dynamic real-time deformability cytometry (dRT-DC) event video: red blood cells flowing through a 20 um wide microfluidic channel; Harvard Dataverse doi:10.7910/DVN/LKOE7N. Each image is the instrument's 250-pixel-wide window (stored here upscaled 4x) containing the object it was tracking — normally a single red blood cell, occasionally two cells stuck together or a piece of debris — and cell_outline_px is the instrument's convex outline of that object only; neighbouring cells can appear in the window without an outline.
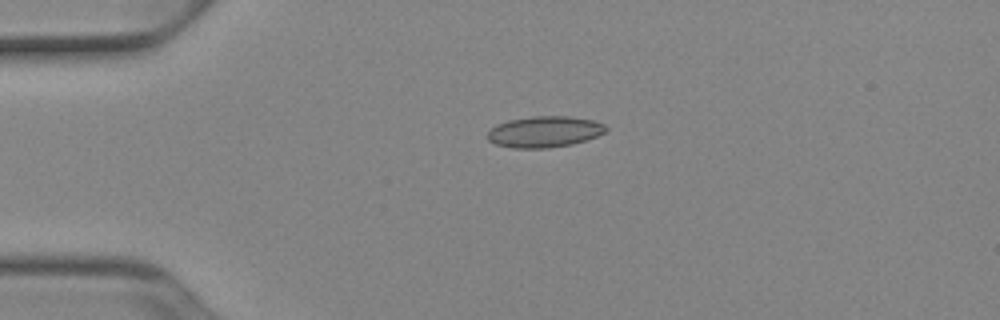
{"species": "Egyptian fruit bat (a non-hibernating species)", "species_latin": "Rousettus aegyptiacus", "temperature_condition": "cold", "stored_images_in_passage": 40, "camera_frame_rate_fps": 3000, "um_per_image_px": 0.085, "animal": {"sex": "female"}, "frame": {"image": 1, "passage_image": 1, "time_ms": 0.0, "image_size_px": [1000, 320], "cell_outline_px": [[608, 128], [604, 132], [596, 136], [572, 144], [548, 148], [512, 148], [496, 144], [488, 140], [488, 132], [496, 124], [508, 120], [532, 116], [568, 116], [592, 120], [604, 124]], "centroid_in_image_um": [46.26, 11.19], "position_along_channel_um": 38.7, "area_um2": 21.39}}
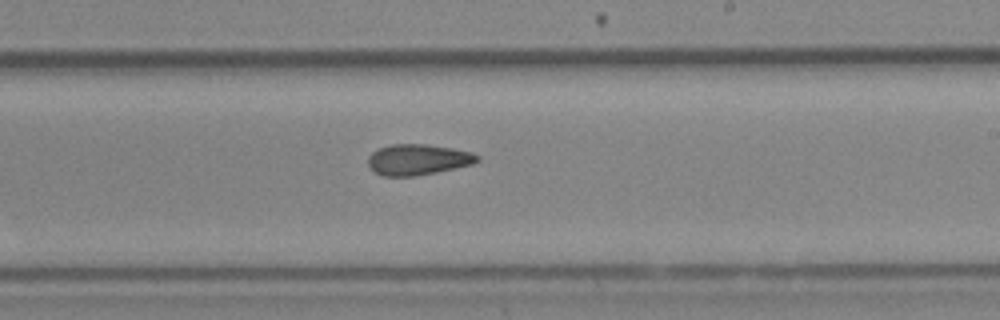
{"frame": {"image": 2, "passage_image": 20, "time_ms": 6.333, "image_size_px": [1000, 320], "cell_outline_px": [[480, 160], [472, 164], [436, 172], [416, 176], [384, 176], [372, 172], [368, 164], [368, 156], [372, 152], [380, 148], [392, 144], [424, 144], [452, 148], [472, 152], [480, 156]], "centroid_in_image_um": [35.5, 13.57], "position_along_channel_um": 253.5, "area_um2": 19.65}}
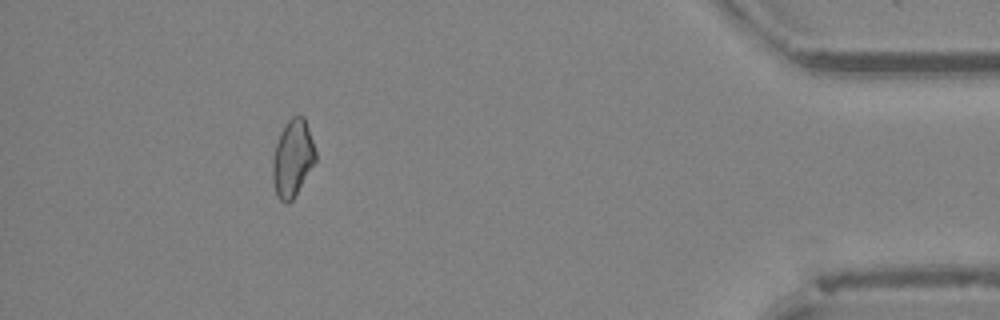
{"frame": {"image": 3, "passage_image": 36, "time_ms": 11.667, "image_size_px": [1000, 320], "cell_outline_px": [[316, 160], [292, 200], [288, 204], [284, 204], [276, 196], [272, 176], [272, 160], [276, 144], [280, 132], [284, 124], [292, 116], [300, 112], [304, 116], [316, 152]], "centroid_in_image_um": [24.85, 13.43], "position_along_channel_um": 410.3, "area_um2": 19.36}, "authors_computed_cell_mechanics": {"area_um2": 19.7098, "velocity_mm_per_s": 3.9254, "shape_relaxation_time_tau1_ms": null, "shape_relaxation_time_tau2_ms": 5.9457, "deformation_change_tau1": null, "deformation_change_tau2": 0.1116}}